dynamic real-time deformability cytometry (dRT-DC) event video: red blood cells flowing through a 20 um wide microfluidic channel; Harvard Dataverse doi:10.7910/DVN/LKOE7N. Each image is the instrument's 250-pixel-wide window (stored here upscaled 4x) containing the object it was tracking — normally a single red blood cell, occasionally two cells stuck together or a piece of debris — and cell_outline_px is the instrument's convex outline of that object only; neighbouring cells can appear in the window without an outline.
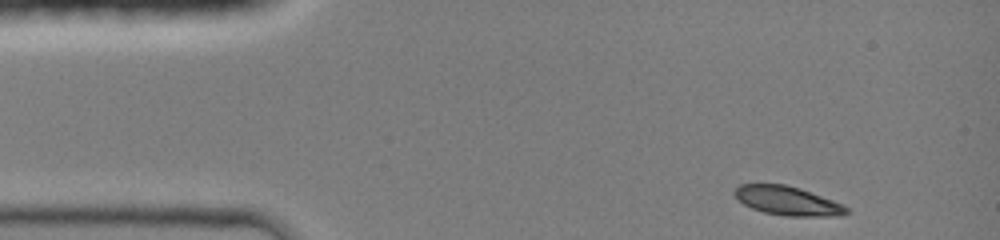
{"species": "common noctule bat (a hibernating species)", "species_latin": "Nyctalus noctula", "temperature_condition": "room temperature", "stored_images_in_passage": 38, "camera_frame_rate_fps": 3000, "um_per_image_px": 0.085, "animal": {"sex": "female", "body_mass_g": 19.0, "forearm_length_mm": 51.5}, "frame": {"image": 1, "passage_image": 1, "time_ms": 0.0, "image_size_px": [1000, 240], "cell_outline_px": [[848, 212], [832, 216], [784, 216], [764, 212], [752, 208], [744, 204], [732, 192], [740, 184], [784, 184], [800, 188], [832, 200], [848, 208]], "centroid_in_image_um": [66.9, 17.06], "position_along_channel_um": 18.1, "area_um2": 18.55}}
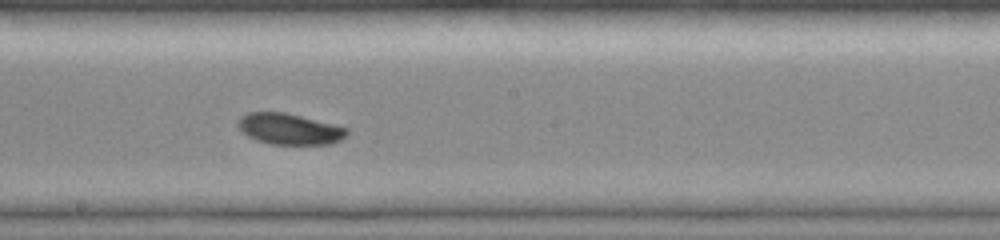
{"frame": {"image": 2, "passage_image": 21, "time_ms": 6.667, "image_size_px": [1000, 240], "cell_outline_px": [[348, 132], [340, 140], [332, 144], [272, 144], [256, 140], [248, 136], [236, 124], [240, 116], [248, 112], [284, 112], [348, 128]], "centroid_in_image_um": [24.57, 10.96], "position_along_channel_um": 223.6, "area_um2": 19.48}}
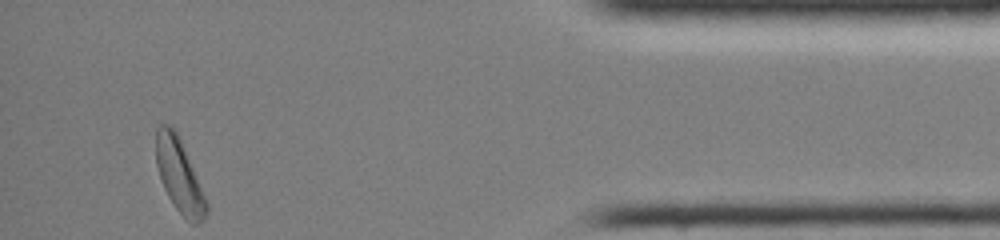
{"frame": {"image": 3, "passage_image": 38, "time_ms": 12.333, "image_size_px": [1000, 240], "cell_outline_px": [[208, 212], [204, 220], [196, 224], [192, 224], [176, 208], [168, 196], [164, 188], [156, 164], [156, 128], [160, 124], [168, 124], [176, 132], [180, 140], [208, 204]], "centroid_in_image_um": [15.23, 14.94], "position_along_channel_um": 420.0, "area_um2": 20.98}, "authors_computed_cell_mechanics": {"area_um2": 20.0277, "velocity_mm_per_s": 4.2391, "shape_relaxation_time_tau1_ms": 2.3507, "shape_relaxation_time_tau2_ms": null, "deformation_change_tau1": 0.1097, "deformation_change_tau2": null}}